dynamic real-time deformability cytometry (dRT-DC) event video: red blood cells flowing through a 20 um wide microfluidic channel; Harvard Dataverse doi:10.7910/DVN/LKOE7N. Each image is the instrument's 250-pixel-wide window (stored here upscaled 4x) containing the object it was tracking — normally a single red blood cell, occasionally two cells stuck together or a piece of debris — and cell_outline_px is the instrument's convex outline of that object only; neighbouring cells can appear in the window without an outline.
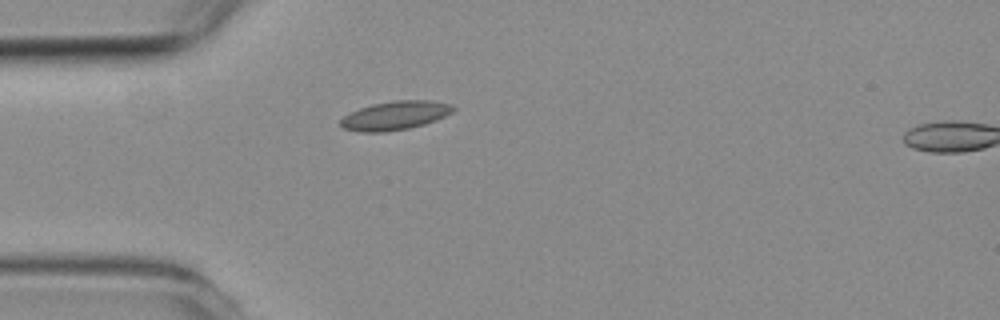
{"species": "common noctule bat (a hibernating species)", "species_latin": "Nyctalus noctula", "temperature_condition": "room temperature", "stored_images_in_passage": 2, "segment_of_instrument_passage": [1, 2], "camera_frame_rate_fps": 3000, "um_per_image_px": 0.085, "animal": {"sex": "female", "body_mass_g": 19.3, "forearm_length_mm": 54.1}, "frame": {"image": 1, "passage_image": 1, "time_ms": 0.0, "image_size_px": [1000, 320], "cell_outline_px": [[456, 108], [452, 112], [436, 120], [424, 124], [408, 128], [384, 132], [360, 132], [344, 128], [340, 124], [340, 120], [344, 116], [360, 108], [372, 104], [396, 100], [428, 100], [452, 104]], "centroid_in_image_um": [33.6, 9.81], "position_along_channel_um": 51.4, "area_um2": 18.73}}